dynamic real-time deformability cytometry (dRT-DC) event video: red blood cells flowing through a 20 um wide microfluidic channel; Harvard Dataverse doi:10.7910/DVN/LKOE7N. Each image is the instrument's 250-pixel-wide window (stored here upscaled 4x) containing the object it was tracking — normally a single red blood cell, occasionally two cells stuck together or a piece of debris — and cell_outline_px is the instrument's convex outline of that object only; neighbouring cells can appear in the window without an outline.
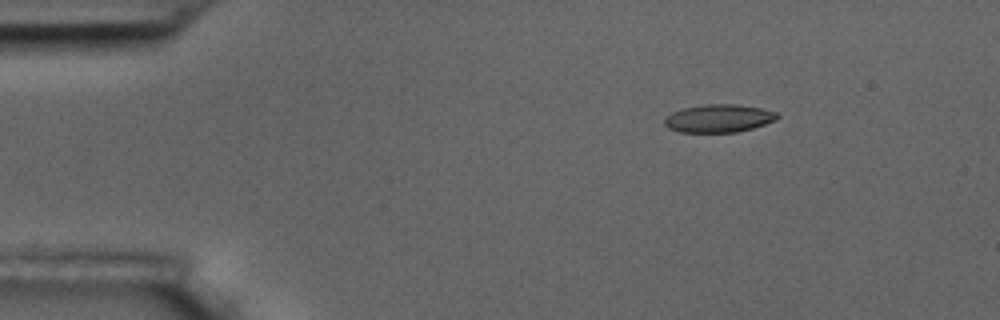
{"species": "common noctule bat (a hibernating species)", "species_latin": "Nyctalus noctula", "temperature_condition": "room temperature", "stored_images_in_passage": 15, "camera_frame_rate_fps": 3000, "um_per_image_px": 0.085, "animal": {"sex": "male", "body_mass_g": 17.5, "forearm_length_mm": 52.3}, "frame": {"image": 1, "passage_image": 3, "time_ms": 2.333, "image_size_px": [1000, 320], "cell_outline_px": [[780, 116], [776, 120], [752, 128], [736, 132], [680, 132], [668, 128], [664, 124], [664, 120], [672, 112], [684, 108], [704, 104], [736, 104], [760, 108], [776, 112]], "centroid_in_image_um": [61.09, 10.06], "position_along_channel_um": 23.9, "area_um2": 18.26}}
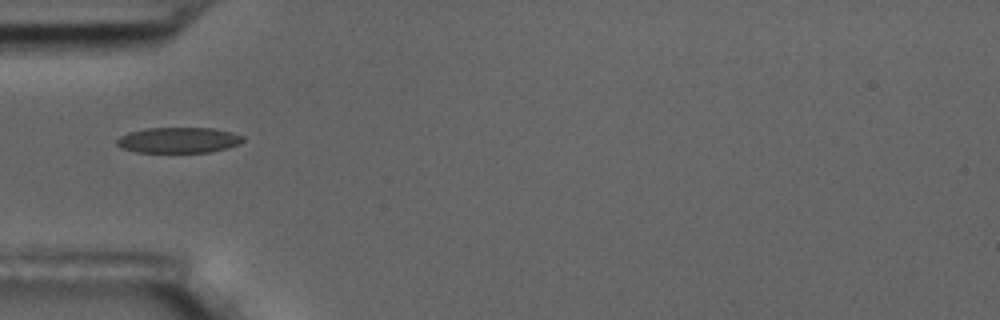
{"frame": {"image": 2, "passage_image": 5, "time_ms": 5.667, "image_size_px": [1000, 320], "cell_outline_px": [[244, 140], [240, 144], [228, 148], [212, 152], [136, 152], [120, 148], [116, 144], [116, 140], [120, 136], [128, 132], [148, 128], [212, 128], [232, 132], [244, 136]], "centroid_in_image_um": [15.18, 11.91], "position_along_channel_um": 69.8, "area_um2": 19.02}}
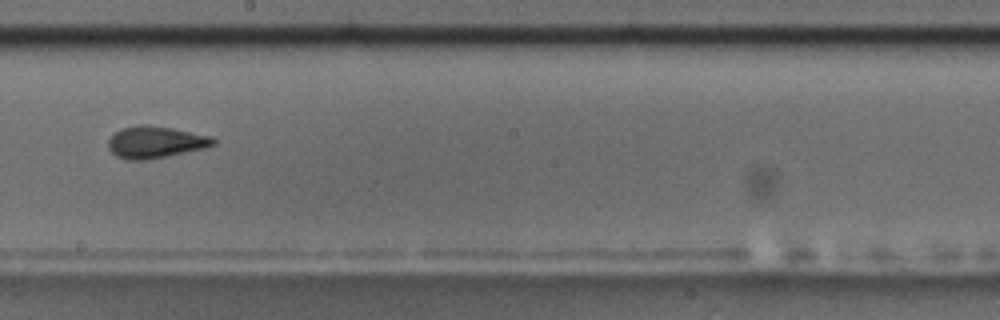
{"frame": {"image": 3, "passage_image": 9, "time_ms": 10.333, "image_size_px": [1000, 320], "cell_outline_px": [[216, 144], [204, 148], [168, 156], [148, 160], [128, 160], [116, 156], [108, 148], [108, 140], [120, 128], [136, 124], [144, 124], [172, 128], [212, 136], [216, 140]], "centroid_in_image_um": [13.2, 12.08], "position_along_channel_um": 235.0, "area_um2": 19.65}, "authors_computed_cell_mechanics": {"area_um2": 18.6694, "velocity_mm_per_s": 3.5347, "shape_relaxation_time_tau1_ms": 7.9942, "shape_relaxation_time_tau2_ms": null, "deformation_change_tau1": 0.179, "deformation_change_tau2": null}}